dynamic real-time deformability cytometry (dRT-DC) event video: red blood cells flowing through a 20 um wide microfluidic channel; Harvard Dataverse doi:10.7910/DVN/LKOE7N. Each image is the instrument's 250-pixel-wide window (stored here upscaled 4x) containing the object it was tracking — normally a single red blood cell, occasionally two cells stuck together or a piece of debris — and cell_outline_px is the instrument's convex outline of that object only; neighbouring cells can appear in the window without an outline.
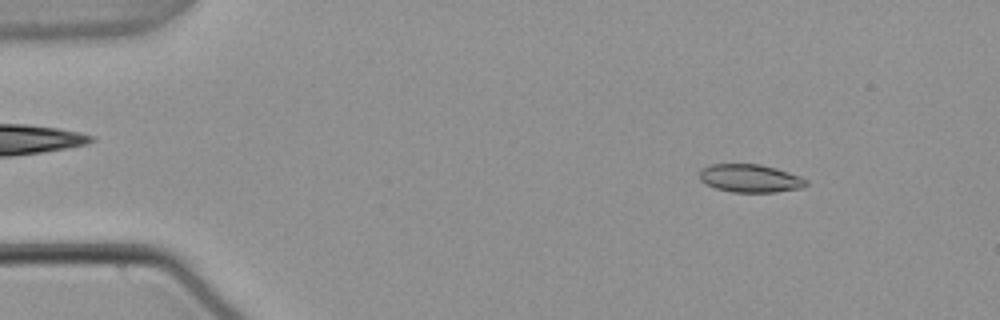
{"species": "common noctule bat (a hibernating species)", "species_latin": "Nyctalus noctula", "temperature_condition": "warm", "stored_images_in_passage": 54, "camera_frame_rate_fps": 3000, "um_per_image_px": 0.085, "animal": {"sex": "male", "body_mass_g": 21.5, "forearm_length_mm": 52.0}, "frame": {"image": 1, "passage_image": 7, "time_ms": 2.0, "image_size_px": [1000, 320], "cell_outline_px": [[808, 184], [800, 188], [776, 192], [732, 192], [716, 188], [704, 184], [700, 180], [700, 168], [712, 164], [760, 164], [776, 168], [800, 176], [808, 180]], "centroid_in_image_um": [63.75, 15.15], "position_along_channel_um": 21.3, "area_um2": 17.51}}
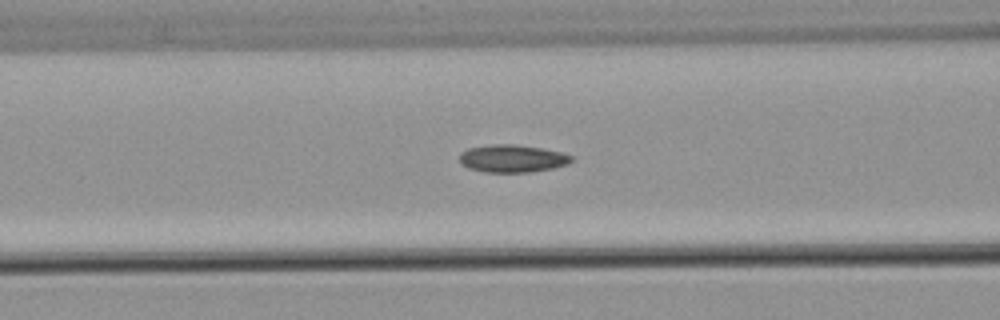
{"frame": {"image": 2, "passage_image": 22, "time_ms": 7.0, "image_size_px": [1000, 320], "cell_outline_px": [[576, 160], [568, 164], [552, 168], [532, 172], [484, 172], [468, 168], [460, 164], [460, 152], [468, 148], [492, 144], [512, 144], [540, 148], [560, 152], [572, 156]], "centroid_in_image_um": [43.54, 13.48], "position_along_channel_um": 123.1, "area_um2": 18.09}}
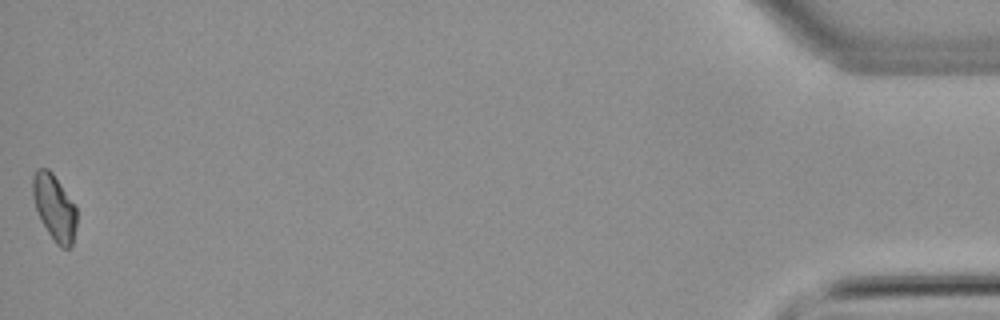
{"frame": {"image": 3, "passage_image": 54, "time_ms": 17.667, "image_size_px": [1000, 320], "cell_outline_px": [[76, 224], [72, 244], [68, 248], [60, 248], [56, 244], [40, 220], [32, 196], [32, 176], [40, 168], [48, 168], [52, 172], [76, 208]], "centroid_in_image_um": [4.6, 17.65], "position_along_channel_um": 430.6, "area_um2": 16.65}, "authors_computed_cell_mechanics": {"area_um2": 17.1955, "velocity_mm_per_s": 3.806, "shape_relaxation_time_tau1_ms": null, "shape_relaxation_time_tau2_ms": 4.5369, "deformation_change_tau1": null, "deformation_change_tau2": 0.0924}}